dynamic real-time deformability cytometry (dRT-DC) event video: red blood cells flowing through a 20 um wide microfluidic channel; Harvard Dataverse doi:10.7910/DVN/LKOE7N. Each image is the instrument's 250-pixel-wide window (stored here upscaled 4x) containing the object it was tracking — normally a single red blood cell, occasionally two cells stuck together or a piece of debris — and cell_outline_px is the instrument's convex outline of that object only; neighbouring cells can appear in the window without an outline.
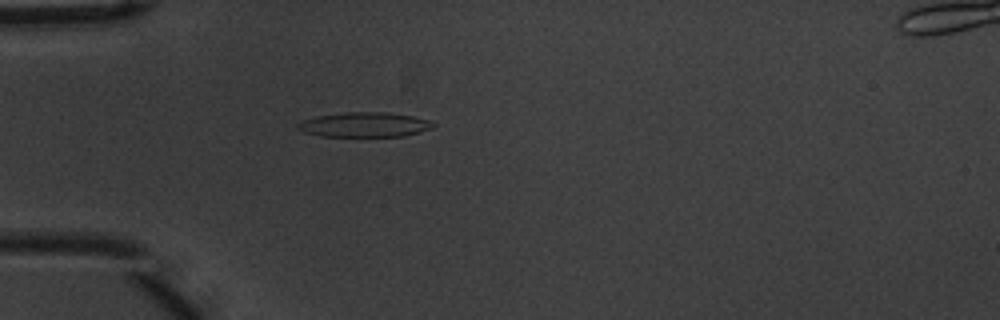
{"species": "common noctule bat (a hibernating species)", "species_latin": "Nyctalus noctula", "temperature_condition": "warm", "stored_images_in_passage": 55, "camera_frame_rate_fps": 3000, "um_per_image_px": 0.085, "animal": {"sex": "male", "body_mass_g": 20.1, "forearm_length_mm": 53.5}, "frame": {"image": 1, "passage_image": 17, "time_ms": 5.333, "image_size_px": [1000, 320], "cell_outline_px": [[436, 124], [432, 128], [420, 132], [404, 136], [320, 136], [304, 132], [296, 128], [296, 124], [304, 120], [316, 116], [348, 112], [388, 112], [412, 116], [432, 120]], "centroid_in_image_um": [31.01, 10.59], "position_along_channel_um": 54.0, "area_um2": 19.59}}
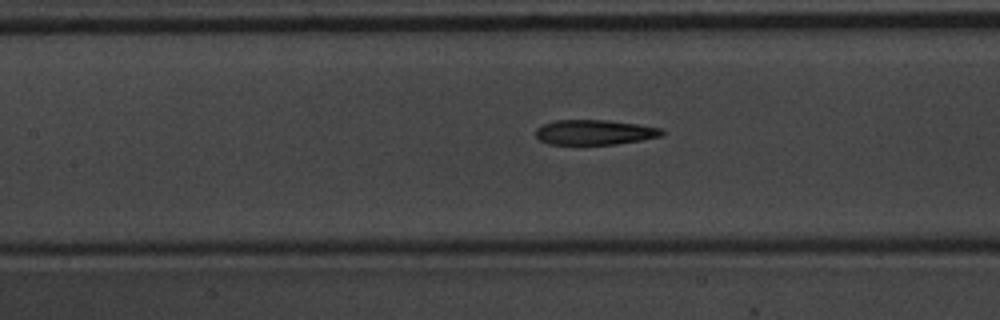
{"frame": {"image": 2, "passage_image": 26, "time_ms": 8.333, "image_size_px": [1000, 320], "cell_outline_px": [[664, 132], [660, 136], [640, 140], [616, 144], [548, 144], [540, 140], [536, 136], [536, 128], [544, 124], [556, 120], [608, 120], [636, 124], [660, 128]], "centroid_in_image_um": [50.5, 11.24], "position_along_channel_um": 156.9, "area_um2": 18.15}}
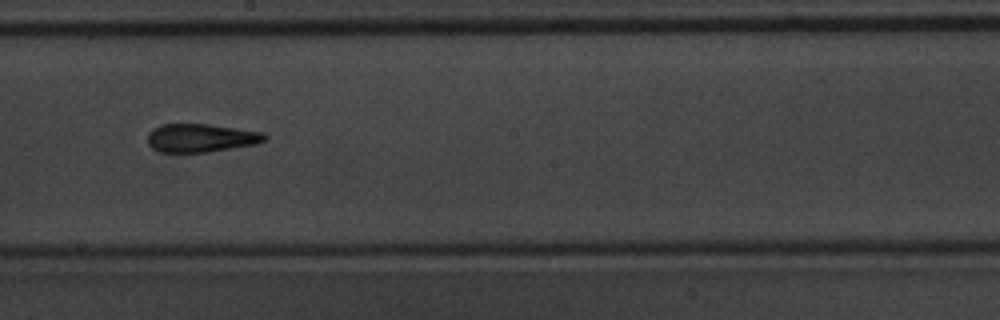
{"frame": {"image": 3, "passage_image": 32, "time_ms": 10.333, "image_size_px": [1000, 320], "cell_outline_px": [[268, 140], [256, 144], [208, 152], [160, 152], [152, 148], [148, 144], [148, 132], [152, 128], [160, 124], [208, 124], [264, 132], [268, 136]], "centroid_in_image_um": [17.09, 11.72], "position_along_channel_um": 231.1, "area_um2": 19.54}, "authors_computed_cell_mechanics": {"area_um2": 19.363, "velocity_mm_per_s": 3.7258, "shape_relaxation_time_tau1_ms": 5.3524, "shape_relaxation_time_tau2_ms": 3.2927, "deformation_change_tau1": 0.1785, "deformation_change_tau2": 0.1406}}